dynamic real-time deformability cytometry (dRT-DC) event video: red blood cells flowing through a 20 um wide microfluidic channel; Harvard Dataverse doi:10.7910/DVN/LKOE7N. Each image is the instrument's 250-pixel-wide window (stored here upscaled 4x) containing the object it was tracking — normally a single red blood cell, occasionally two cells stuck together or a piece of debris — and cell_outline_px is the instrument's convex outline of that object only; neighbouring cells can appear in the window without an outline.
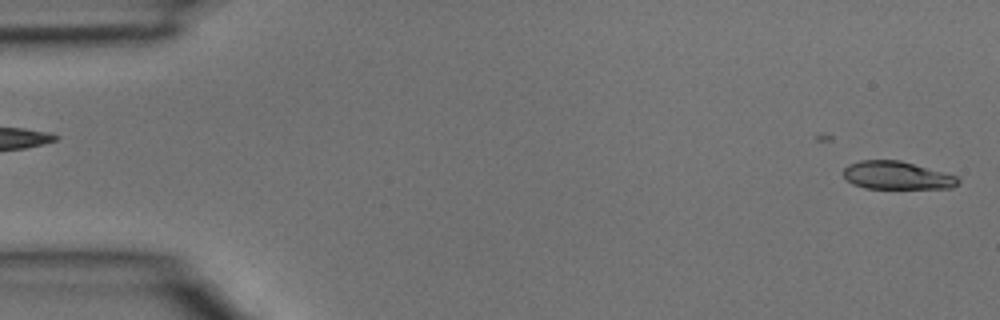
{"species": "common noctule bat (a hibernating species)", "species_latin": "Nyctalus noctula", "temperature_condition": "room temperature", "stored_images_in_passage": 2, "segment_of_instrument_passage": [2, 2], "camera_frame_rate_fps": 3000, "um_per_image_px": 0.085, "animal": {"sex": "male", "body_mass_g": 15.6}, "frame": {"image": 1, "passage_image": 2, "time_ms": 0.333, "image_size_px": [1000, 320], "cell_outline_px": [[960, 180], [952, 188], [864, 188], [852, 184], [844, 176], [844, 168], [848, 164], [860, 160], [900, 160], [944, 172], [956, 176]], "centroid_in_image_um": [76.21, 14.9], "position_along_channel_um": 8.8, "area_um2": 18.61}}